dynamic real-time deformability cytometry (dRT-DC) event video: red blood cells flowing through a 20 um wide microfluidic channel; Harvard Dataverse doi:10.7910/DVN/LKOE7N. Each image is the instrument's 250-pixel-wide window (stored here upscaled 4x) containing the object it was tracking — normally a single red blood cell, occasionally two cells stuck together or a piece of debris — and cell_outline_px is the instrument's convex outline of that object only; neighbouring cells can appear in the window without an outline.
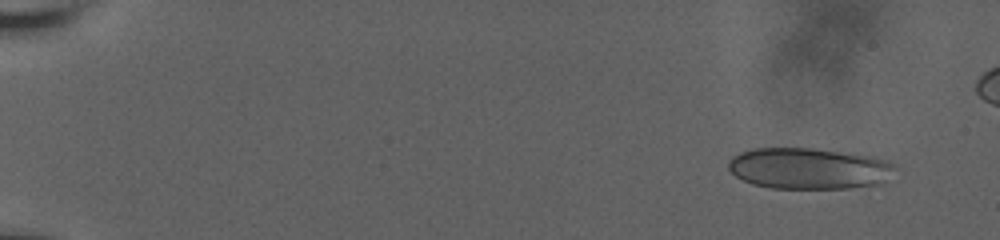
{"species": "human", "species_latin": "Homo sapiens", "temperature_condition": "room temperature", "stored_images_in_passage": 57, "segment_of_instrument_passage": [1, 2], "camera_frame_rate_fps": 3000, "um_per_image_px": 0.085, "donor": {"sex": "male"}, "frame": {"image": 1, "passage_image": 2, "time_ms": 0.333, "image_size_px": [1000, 240], "cell_outline_px": [[896, 168], [876, 184], [848, 188], [772, 188], [752, 184], [736, 176], [728, 168], [728, 160], [732, 156], [740, 152], [756, 148], [812, 148], [868, 156], [888, 160], [896, 164]], "centroid_in_image_um": [68.68, 14.31], "position_along_channel_um": 16.3, "area_um2": 39.54}}
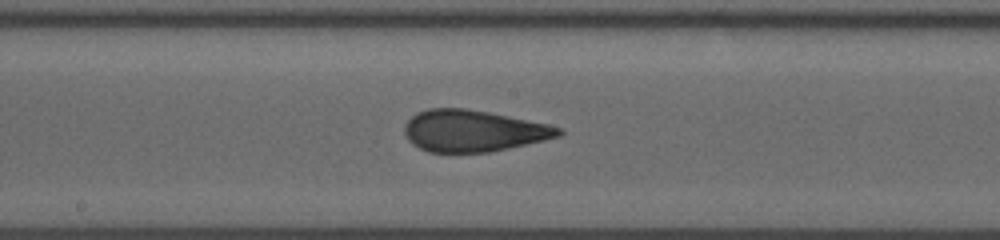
{"frame": {"image": 2, "passage_image": 31, "time_ms": 10.0, "image_size_px": [1000, 240], "cell_outline_px": [[564, 132], [560, 136], [544, 140], [492, 152], [428, 152], [412, 144], [408, 140], [404, 132], [404, 124], [416, 112], [428, 108], [464, 108], [488, 112], [548, 124], [564, 128]], "centroid_in_image_um": [40.22, 11.12], "position_along_channel_um": 208.0, "area_um2": 37.45}}
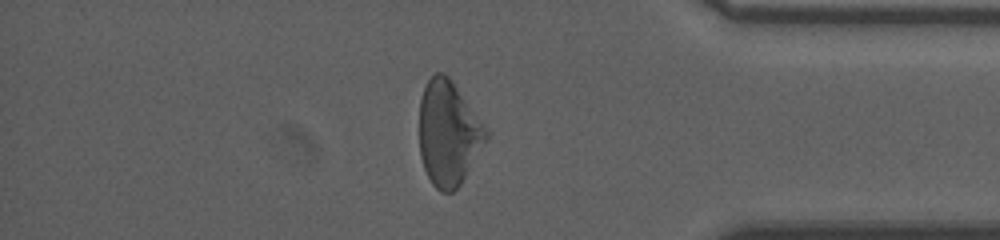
{"frame": {"image": 3, "passage_image": 48, "time_ms": 15.667, "image_size_px": [1000, 240], "cell_outline_px": [[488, 140], [460, 184], [452, 192], [440, 192], [432, 184], [424, 168], [420, 156], [420, 100], [424, 88], [428, 80], [436, 72], [444, 72], [452, 80], [488, 132]], "centroid_in_image_um": [38.1, 11.34], "position_along_channel_um": 397.1, "area_um2": 40.34}}